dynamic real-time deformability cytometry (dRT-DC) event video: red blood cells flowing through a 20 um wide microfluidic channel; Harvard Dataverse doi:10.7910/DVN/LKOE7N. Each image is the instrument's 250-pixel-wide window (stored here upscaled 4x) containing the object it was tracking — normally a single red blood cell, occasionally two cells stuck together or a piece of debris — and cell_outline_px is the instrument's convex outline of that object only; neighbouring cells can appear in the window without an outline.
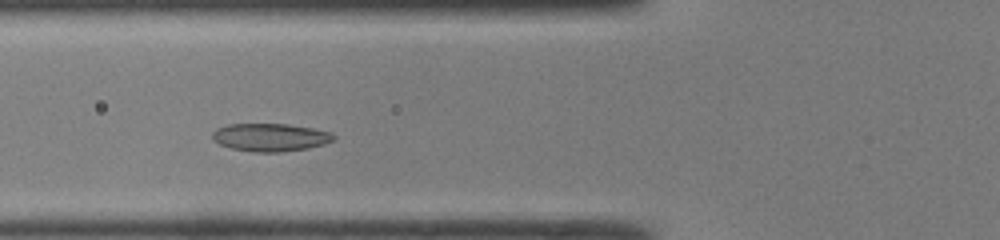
{"species": "common noctule bat (a hibernating species)", "species_latin": "Nyctalus noctula", "temperature_condition": "room temperature", "stored_images_in_passage": 35, "camera_frame_rate_fps": 3000, "um_per_image_px": 0.085, "animal": {"sex": "male", "body_mass_g": 19.0, "forearm_length_mm": 50.8}, "frame": {"image": 1, "passage_image": 6, "time_ms": 1.667, "image_size_px": [1000, 240], "cell_outline_px": [[336, 136], [332, 140], [324, 144], [308, 148], [280, 152], [252, 152], [232, 148], [220, 144], [212, 140], [212, 132], [216, 128], [228, 124], [288, 124], [312, 128], [332, 132]], "centroid_in_image_um": [22.96, 11.67], "position_along_channel_um": 102.8, "area_um2": 19.77}}
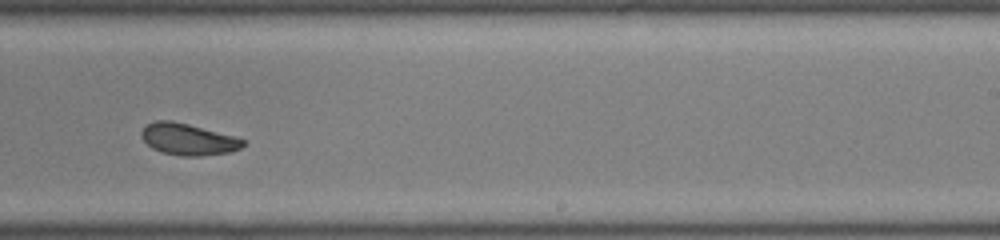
{"frame": {"image": 2, "passage_image": 18, "time_ms": 5.667, "image_size_px": [1000, 240], "cell_outline_px": [[248, 144], [232, 152], [200, 156], [180, 156], [160, 152], [152, 148], [140, 136], [140, 132], [148, 124], [156, 120], [172, 120], [188, 124], [248, 140]], "centroid_in_image_um": [16.02, 11.85], "position_along_channel_um": 273.0, "area_um2": 18.84}}
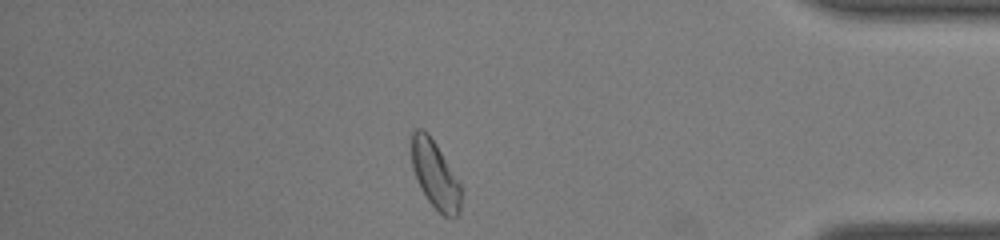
{"frame": {"image": 3, "passage_image": 29, "time_ms": 9.333, "image_size_px": [1000, 240], "cell_outline_px": [[460, 216], [444, 216], [428, 200], [420, 188], [416, 180], [412, 168], [412, 132], [416, 128], [424, 128], [428, 132], [436, 144], [460, 184]], "centroid_in_image_um": [36.96, 14.83], "position_along_channel_um": 398.2, "area_um2": 19.25}, "authors_computed_cell_mechanics": {"area_um2": 19.2474, "velocity_mm_per_s": 4.2581, "shape_relaxation_time_tau1_ms": 3.9157, "shape_relaxation_time_tau2_ms": 2.3832, "deformation_change_tau1": 0.1174, "deformation_change_tau2": 0.0736}}